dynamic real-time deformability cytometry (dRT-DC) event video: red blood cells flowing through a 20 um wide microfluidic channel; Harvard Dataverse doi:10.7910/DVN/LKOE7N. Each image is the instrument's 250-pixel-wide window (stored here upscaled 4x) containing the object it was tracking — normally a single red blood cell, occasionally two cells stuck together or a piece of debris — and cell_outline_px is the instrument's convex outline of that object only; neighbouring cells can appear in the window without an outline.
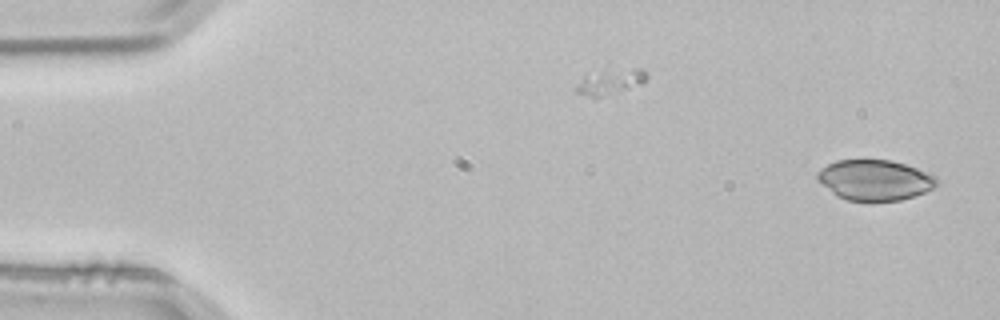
{"species": "common noctule bat (a hibernating species)", "species_latin": "Nyctalus noctula", "temperature_condition": "room temperature", "stored_images_in_passage": 2, "segment_of_instrument_passage": [2, 2], "camera_frame_rate_fps": 3000, "um_per_image_px": 0.085, "animal": {"sex": "male", "body_mass_g": 21.5, "forearm_length_mm": 52.0}, "frame": {"image": 1, "passage_image": 2, "time_ms": 0.333, "image_size_px": [1000, 320], "cell_outline_px": [[940, 184], [924, 192], [900, 200], [872, 204], [844, 200], [836, 196], [816, 180], [816, 172], [820, 168], [836, 160], [888, 160], [904, 164], [932, 172], [940, 180]], "centroid_in_image_um": [74.36, 15.34], "position_along_channel_um": 10.6, "area_um2": 29.19}}